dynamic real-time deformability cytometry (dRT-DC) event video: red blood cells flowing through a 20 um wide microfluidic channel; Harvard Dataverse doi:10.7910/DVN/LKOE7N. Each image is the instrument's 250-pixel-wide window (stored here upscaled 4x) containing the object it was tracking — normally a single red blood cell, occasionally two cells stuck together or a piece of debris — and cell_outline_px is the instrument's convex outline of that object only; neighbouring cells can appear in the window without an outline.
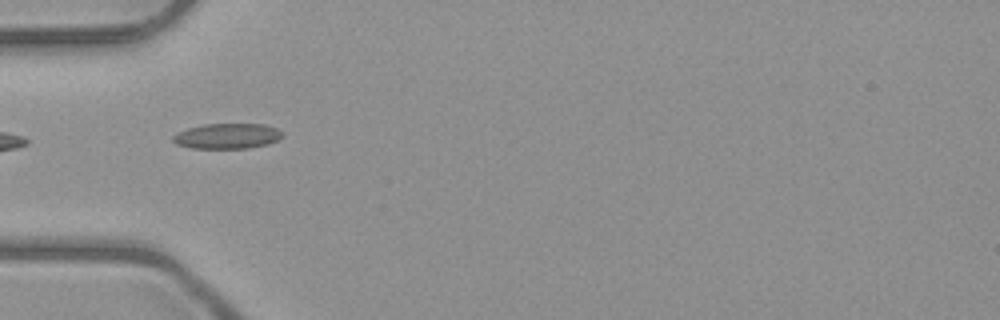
{"species": "common noctule bat (a hibernating species)", "species_latin": "Nyctalus noctula", "temperature_condition": "room temperature", "stored_images_in_passage": 9, "camera_frame_rate_fps": 3000, "um_per_image_px": 0.085, "animal": {"sex": "male", "body_mass_g": 23.1, "forearm_length_mm": 52.7}, "frame": {"image": 1, "passage_image": 6, "time_ms": 6.667, "image_size_px": [1000, 320], "cell_outline_px": [[284, 132], [276, 140], [268, 144], [248, 148], [192, 148], [176, 144], [172, 140], [172, 136], [188, 128], [204, 124], [264, 124], [276, 128]], "centroid_in_image_um": [19.31, 11.56], "position_along_channel_um": 65.7, "area_um2": 16.01}}
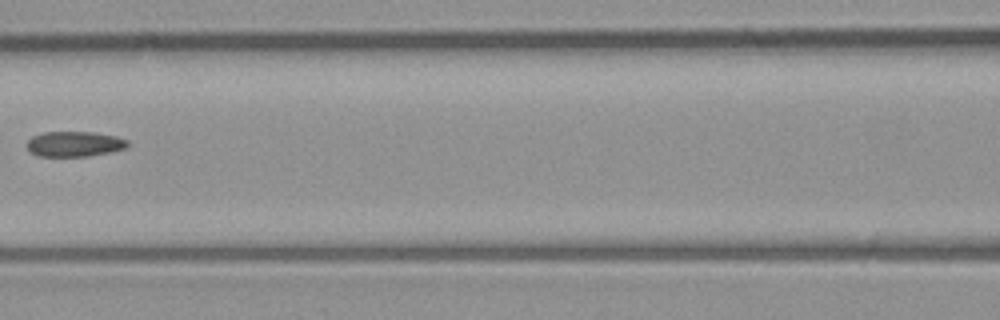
{"frame": {"image": 2, "passage_image": 8, "time_ms": 9.0, "image_size_px": [1000, 320], "cell_outline_px": [[128, 144], [124, 148], [108, 152], [88, 156], [40, 156], [32, 152], [28, 148], [28, 140], [32, 136], [44, 132], [92, 132], [116, 136], [128, 140]], "centroid_in_image_um": [6.33, 12.23], "position_along_channel_um": 160.3, "area_um2": 14.57}}
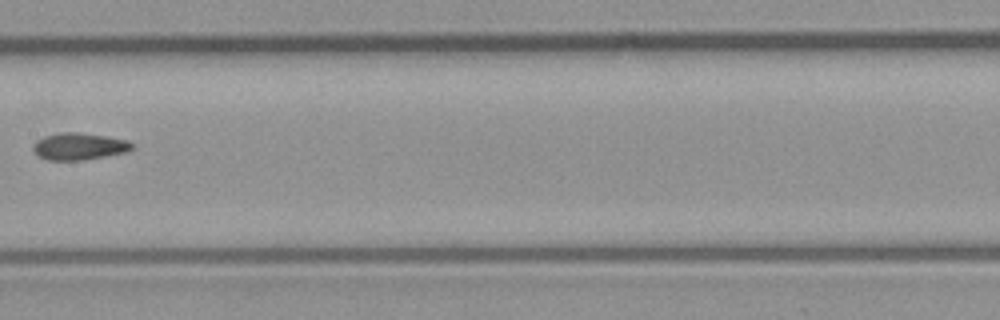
{"frame": {"image": 3, "passage_image": 9, "time_ms": 10.0, "image_size_px": [1000, 320], "cell_outline_px": [[136, 148], [128, 152], [80, 160], [48, 160], [40, 156], [32, 148], [32, 144], [36, 140], [44, 136], [64, 132], [80, 132], [128, 140]], "centroid_in_image_um": [6.74, 12.43], "position_along_channel_um": 200.7, "area_um2": 15.49}}